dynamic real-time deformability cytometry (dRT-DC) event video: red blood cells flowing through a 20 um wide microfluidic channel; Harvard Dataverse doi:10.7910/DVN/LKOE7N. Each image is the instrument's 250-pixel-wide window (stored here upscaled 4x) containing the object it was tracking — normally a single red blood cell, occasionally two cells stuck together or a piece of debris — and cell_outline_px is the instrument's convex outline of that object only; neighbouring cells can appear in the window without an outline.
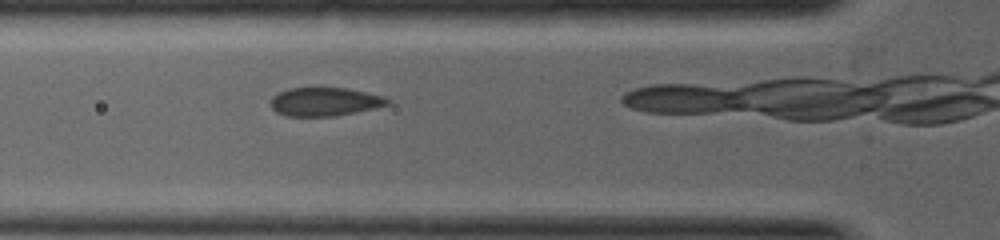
{"species": "common noctule bat (a hibernating species)", "species_latin": "Nyctalus noctula", "temperature_condition": "warm", "stored_images_in_passage": 6, "camera_frame_rate_fps": 5000, "um_per_image_px": 0.085, "animal": {"sex": "female", "body_mass_g": 19.0, "forearm_length_mm": 53.3}, "frame": {"image": 1, "passage_image": 2, "time_ms": 0.4, "image_size_px": [1000, 240], "cell_outline_px": [[392, 100], [388, 104], [376, 108], [336, 116], [284, 116], [276, 112], [272, 108], [272, 96], [288, 88], [348, 88], [384, 96]], "centroid_in_image_um": [27.63, 8.65], "position_along_channel_um": 98.2, "area_um2": 19.48}}
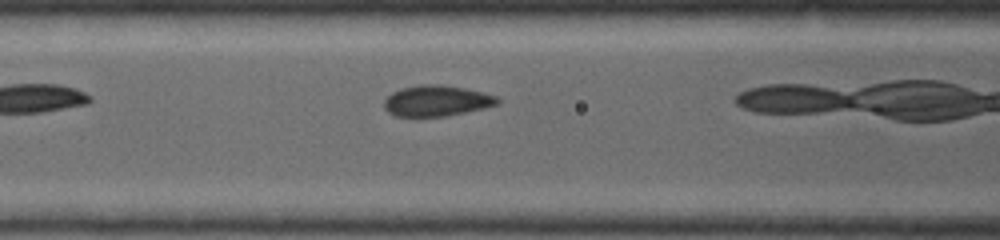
{"frame": {"image": 2, "passage_image": 4, "time_ms": 0.8, "image_size_px": [1000, 240], "cell_outline_px": [[500, 104], [484, 108], [448, 116], [396, 116], [388, 112], [384, 108], [384, 100], [392, 92], [400, 88], [420, 84], [440, 84], [464, 88], [496, 96], [500, 100]], "centroid_in_image_um": [37.1, 8.56], "position_along_channel_um": 129.5, "area_um2": 20.4}}
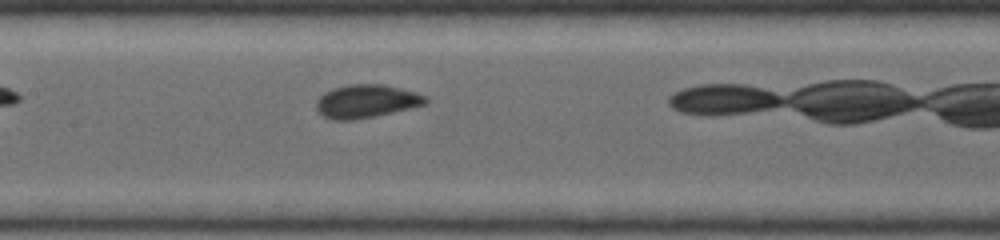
{"frame": {"image": 3, "passage_image": 6, "time_ms": 1.4, "image_size_px": [1000, 240], "cell_outline_px": [[428, 104], [412, 108], [376, 116], [356, 120], [332, 120], [324, 116], [316, 108], [316, 100], [324, 92], [332, 88], [348, 84], [384, 84], [416, 92], [428, 96]], "centroid_in_image_um": [31.17, 8.6], "position_along_channel_um": 176.2, "area_um2": 21.5}}